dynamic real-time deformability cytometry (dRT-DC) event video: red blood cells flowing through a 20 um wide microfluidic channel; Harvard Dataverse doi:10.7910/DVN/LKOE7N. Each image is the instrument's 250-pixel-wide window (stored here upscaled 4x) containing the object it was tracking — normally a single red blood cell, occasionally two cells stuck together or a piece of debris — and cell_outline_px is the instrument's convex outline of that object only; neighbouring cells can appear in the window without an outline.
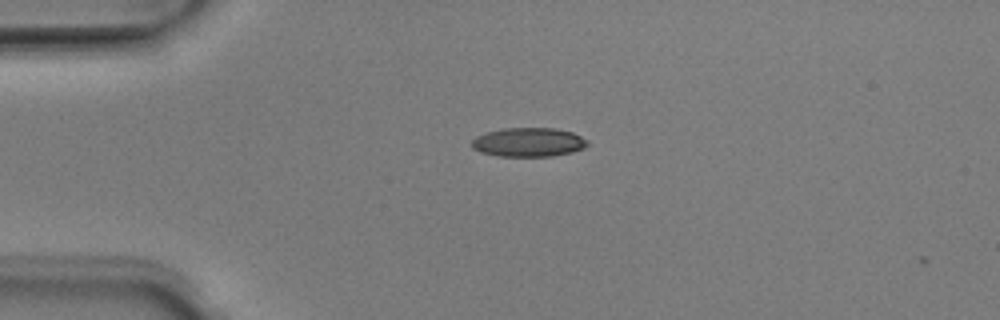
{"species": "Egyptian fruit bat (a non-hibernating species)", "species_latin": "Rousettus aegyptiacus", "temperature_condition": "room temperature", "stored_images_in_passage": 3, "camera_frame_rate_fps": 3000, "um_per_image_px": 0.085, "animal": {"sex": "male"}, "frame": {"image": 1, "passage_image": 2, "time_ms": 0.333, "image_size_px": [1000, 320], "cell_outline_px": [[588, 144], [584, 148], [572, 152], [552, 156], [500, 156], [480, 152], [472, 148], [472, 140], [476, 136], [488, 132], [504, 128], [556, 128], [572, 132], [588, 140]], "centroid_in_image_um": [44.94, 12.09], "position_along_channel_um": 40.1, "area_um2": 19.54}}